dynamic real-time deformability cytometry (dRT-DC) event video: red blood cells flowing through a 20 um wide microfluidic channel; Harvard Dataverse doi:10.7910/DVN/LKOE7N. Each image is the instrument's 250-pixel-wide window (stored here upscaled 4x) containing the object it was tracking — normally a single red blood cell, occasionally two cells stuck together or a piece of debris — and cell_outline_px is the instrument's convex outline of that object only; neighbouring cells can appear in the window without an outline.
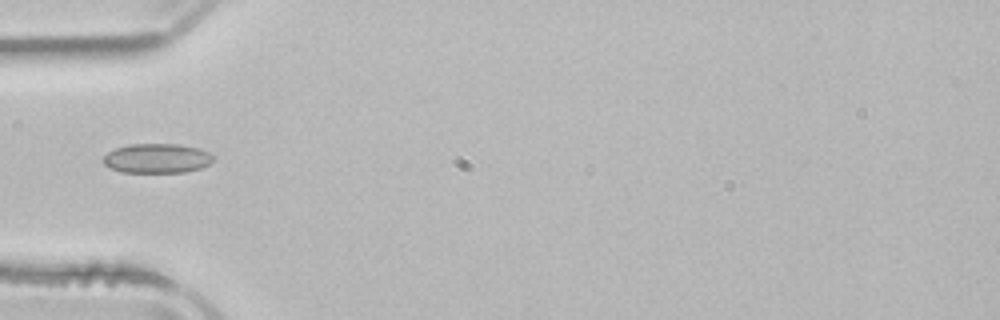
{"species": "common noctule bat (a hibernating species)", "species_latin": "Nyctalus noctula", "temperature_condition": "room temperature", "stored_images_in_passage": 1, "camera_frame_rate_fps": 3000, "um_per_image_px": 0.085, "animal": {"sex": "male", "body_mass_g": 21.5, "forearm_length_mm": 52.0}, "frame": {"image": 1, "passage_image": 1, "time_ms": 0.0, "image_size_px": [1000, 320], "cell_outline_px": [[216, 156], [208, 164], [200, 168], [184, 172], [120, 172], [108, 168], [104, 164], [104, 156], [108, 152], [116, 148], [128, 144], [180, 144], [200, 148]], "centroid_in_image_um": [13.34, 13.45], "position_along_channel_um": 71.7, "area_um2": 19.02}}